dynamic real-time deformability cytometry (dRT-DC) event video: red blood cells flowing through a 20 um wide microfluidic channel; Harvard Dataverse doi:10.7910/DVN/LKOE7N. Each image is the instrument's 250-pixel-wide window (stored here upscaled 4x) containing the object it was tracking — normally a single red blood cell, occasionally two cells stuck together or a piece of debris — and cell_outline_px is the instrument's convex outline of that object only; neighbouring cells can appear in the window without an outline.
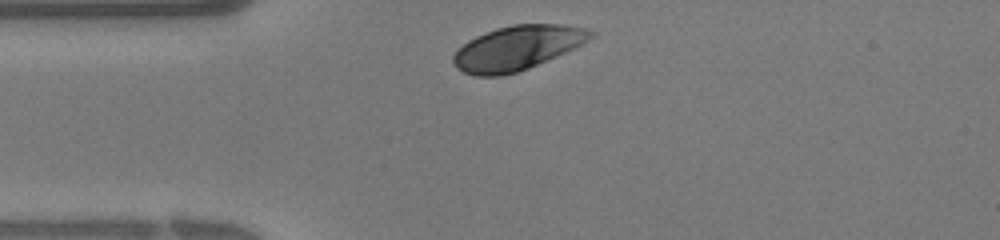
{"species": "human", "species_latin": "Homo sapiens", "temperature_condition": "warm", "stored_images_in_passage": 23, "camera_frame_rate_fps": 3000, "um_per_image_px": 0.085, "donor": {"sex": "female"}, "frame": {"image": 1, "passage_image": 1, "time_ms": 0.0, "image_size_px": [1000, 240], "cell_outline_px": [[596, 32], [588, 40], [556, 56], [528, 68], [516, 72], [500, 76], [476, 76], [464, 72], [456, 68], [452, 64], [452, 56], [468, 40], [484, 32], [496, 28], [512, 24], [564, 24], [588, 28]], "centroid_in_image_um": [43.94, 4.06], "position_along_channel_um": 41.1, "area_um2": 35.32}}
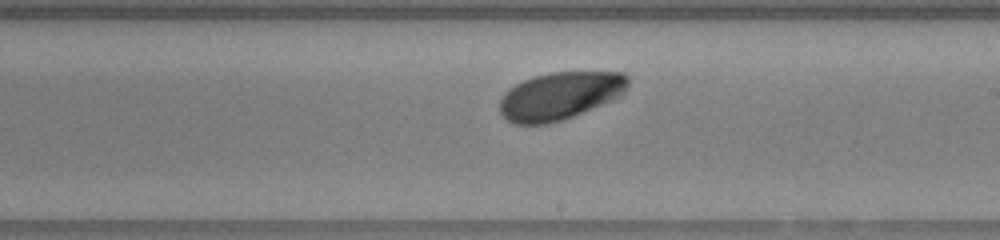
{"frame": {"image": 2, "passage_image": 14, "time_ms": 4.333, "image_size_px": [1000, 240], "cell_outline_px": [[628, 88], [620, 96], [612, 100], [572, 116], [548, 124], [516, 124], [508, 120], [500, 112], [500, 100], [504, 92], [516, 84], [524, 80], [536, 76], [552, 72], [624, 72], [628, 76]], "centroid_in_image_um": [47.61, 8.13], "position_along_channel_um": 241.4, "area_um2": 35.37}}
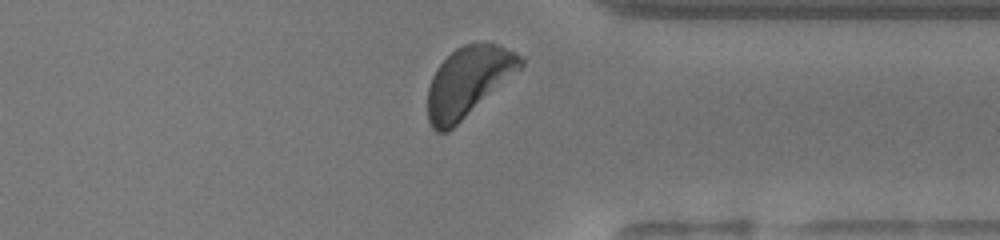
{"frame": {"image": 3, "passage_image": 22, "time_ms": 7.0, "image_size_px": [1000, 240], "cell_outline_px": [[524, 64], [520, 68], [448, 132], [436, 132], [432, 128], [428, 120], [428, 88], [432, 76], [436, 68], [456, 48], [464, 44], [496, 44], [524, 56]], "centroid_in_image_um": [39.76, 6.94], "position_along_channel_um": 371.6, "area_um2": 36.93}}